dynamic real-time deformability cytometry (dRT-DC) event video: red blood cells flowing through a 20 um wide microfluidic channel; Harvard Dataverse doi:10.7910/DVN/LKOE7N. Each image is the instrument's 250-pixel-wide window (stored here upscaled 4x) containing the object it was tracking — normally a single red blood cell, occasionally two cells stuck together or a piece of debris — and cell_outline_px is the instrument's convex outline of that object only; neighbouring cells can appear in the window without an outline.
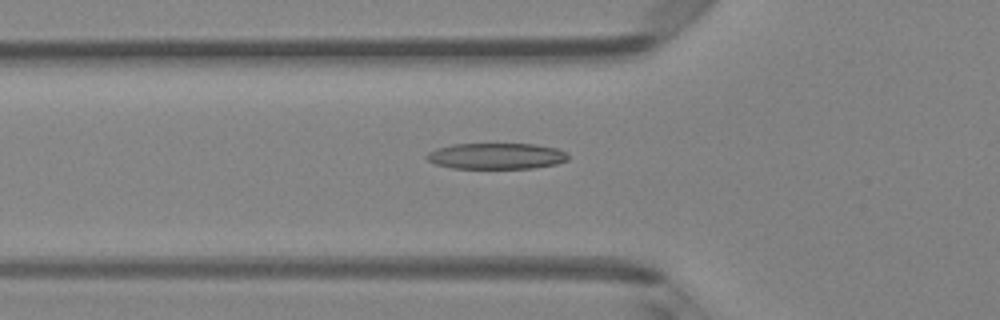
{"species": "Egyptian fruit bat (a non-hibernating species)", "species_latin": "Rousettus aegyptiacus", "temperature_condition": "room temperature", "stored_images_in_passage": 39, "camera_frame_rate_fps": 3000, "um_per_image_px": 0.085, "animal": {"sex": "female"}, "frame": {"image": 1, "passage_image": 7, "time_ms": 2.0, "image_size_px": [1000, 320], "cell_outline_px": [[568, 160], [556, 164], [532, 168], [452, 168], [436, 164], [428, 160], [424, 156], [428, 152], [436, 148], [452, 144], [536, 144], [556, 148], [568, 152]], "centroid_in_image_um": [42.19, 13.26], "position_along_channel_um": 83.6, "area_um2": 21.56}}
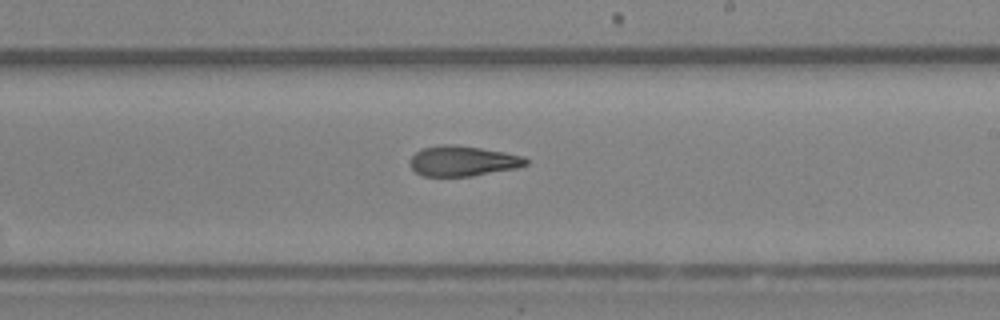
{"frame": {"image": 2, "passage_image": 19, "time_ms": 6.0, "image_size_px": [1000, 320], "cell_outline_px": [[528, 164], [516, 168], [472, 176], [424, 176], [416, 172], [408, 164], [412, 156], [416, 152], [424, 148], [444, 144], [456, 144], [504, 152], [524, 156], [528, 160]], "centroid_in_image_um": [39.34, 13.68], "position_along_channel_um": 249.7, "area_um2": 20.4}}
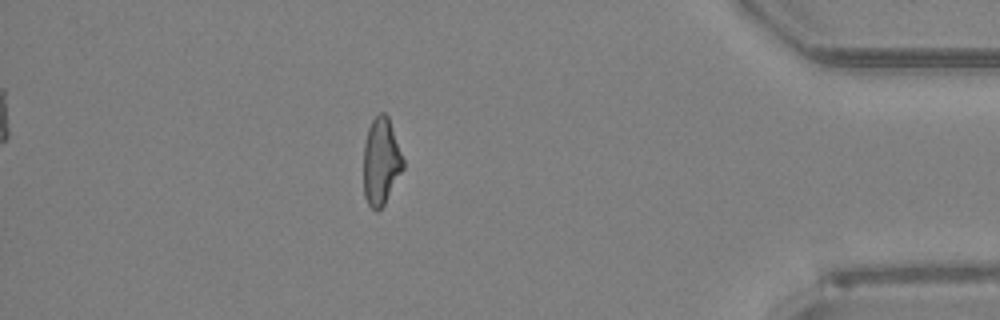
{"frame": {"image": 3, "passage_image": 33, "time_ms": 10.667, "image_size_px": [1000, 320], "cell_outline_px": [[404, 168], [384, 204], [376, 212], [368, 204], [364, 196], [364, 144], [368, 128], [372, 120], [380, 112], [384, 112], [388, 116], [404, 160]], "centroid_in_image_um": [32.39, 13.72], "position_along_channel_um": 402.8, "area_um2": 20.0}}